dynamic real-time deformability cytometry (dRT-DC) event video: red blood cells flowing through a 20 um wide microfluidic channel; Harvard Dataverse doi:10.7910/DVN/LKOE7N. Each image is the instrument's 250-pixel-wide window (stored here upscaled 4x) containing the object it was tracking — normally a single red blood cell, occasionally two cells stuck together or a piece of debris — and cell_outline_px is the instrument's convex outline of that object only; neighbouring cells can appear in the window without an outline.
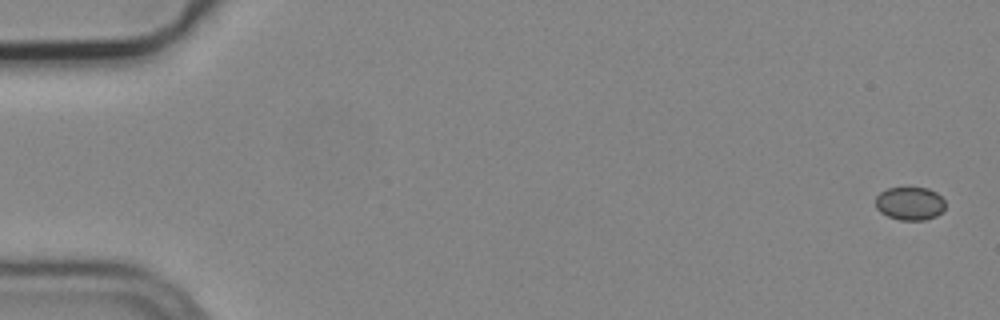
{"species": "common noctule bat (a hibernating species)", "species_latin": "Nyctalus noctula", "temperature_condition": "cold", "stored_images_in_passage": 5, "camera_frame_rate_fps": 3000, "um_per_image_px": 0.085, "animal": {"sex": "male", "body_mass_g": 19.2, "forearm_length_mm": 51.8}, "frame": {"image": 1, "passage_image": 1, "time_ms": 0.0, "image_size_px": [1000, 320], "cell_outline_px": [[944, 208], [936, 216], [924, 220], [900, 220], [888, 216], [880, 212], [876, 208], [876, 196], [880, 192], [888, 188], [928, 188], [936, 192], [944, 200]], "centroid_in_image_um": [77.32, 17.3], "position_along_channel_um": 7.7, "area_um2": 13.41}}